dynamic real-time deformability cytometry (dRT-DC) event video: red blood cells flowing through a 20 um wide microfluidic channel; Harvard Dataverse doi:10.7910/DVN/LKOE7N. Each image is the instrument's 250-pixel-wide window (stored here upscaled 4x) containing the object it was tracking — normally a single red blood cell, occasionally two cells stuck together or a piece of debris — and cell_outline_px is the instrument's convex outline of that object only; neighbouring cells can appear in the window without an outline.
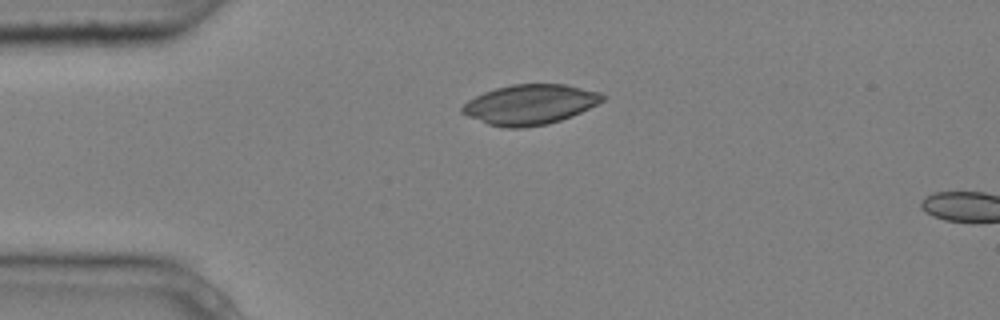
{"species": "common noctule bat (a hibernating species)", "species_latin": "Nyctalus noctula", "temperature_condition": "cold", "stored_images_in_passage": 6, "camera_frame_rate_fps": 3000, "um_per_image_px": 0.085, "animal": {"sex": "male", "body_mass_g": 20.4}, "frame": {"image": 1, "passage_image": 6, "time_ms": 1.667, "image_size_px": [1000, 320], "cell_outline_px": [[608, 96], [604, 100], [572, 116], [548, 124], [524, 128], [508, 128], [488, 124], [468, 116], [460, 112], [460, 108], [468, 100], [484, 92], [496, 88], [512, 84], [564, 84], [600, 92]], "centroid_in_image_um": [45.05, 8.88], "position_along_channel_um": 40.0, "area_um2": 32.66}}